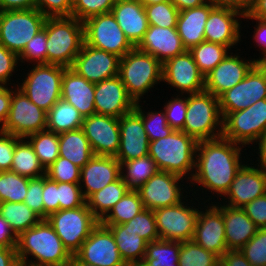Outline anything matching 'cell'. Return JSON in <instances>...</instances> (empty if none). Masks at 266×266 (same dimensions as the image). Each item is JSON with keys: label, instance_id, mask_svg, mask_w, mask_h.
<instances>
[{"label": "cell", "instance_id": "obj_1", "mask_svg": "<svg viewBox=\"0 0 266 266\" xmlns=\"http://www.w3.org/2000/svg\"><path fill=\"white\" fill-rule=\"evenodd\" d=\"M242 145L223 137L212 140L198 141L195 170L189 187L211 192L212 195L223 197L232 184L237 172L245 164L242 161ZM244 162V163H243Z\"/></svg>", "mask_w": 266, "mask_h": 266}, {"label": "cell", "instance_id": "obj_2", "mask_svg": "<svg viewBox=\"0 0 266 266\" xmlns=\"http://www.w3.org/2000/svg\"><path fill=\"white\" fill-rule=\"evenodd\" d=\"M16 252L25 266H69L72 257L47 220L17 236Z\"/></svg>", "mask_w": 266, "mask_h": 266}, {"label": "cell", "instance_id": "obj_3", "mask_svg": "<svg viewBox=\"0 0 266 266\" xmlns=\"http://www.w3.org/2000/svg\"><path fill=\"white\" fill-rule=\"evenodd\" d=\"M198 141L183 131L174 130L169 136L149 142L148 155L159 171L191 180L195 170ZM188 176V177H187Z\"/></svg>", "mask_w": 266, "mask_h": 266}, {"label": "cell", "instance_id": "obj_4", "mask_svg": "<svg viewBox=\"0 0 266 266\" xmlns=\"http://www.w3.org/2000/svg\"><path fill=\"white\" fill-rule=\"evenodd\" d=\"M47 64L72 67L84 40V24L73 16L47 17Z\"/></svg>", "mask_w": 266, "mask_h": 266}, {"label": "cell", "instance_id": "obj_5", "mask_svg": "<svg viewBox=\"0 0 266 266\" xmlns=\"http://www.w3.org/2000/svg\"><path fill=\"white\" fill-rule=\"evenodd\" d=\"M118 76L134 102H142L143 95L162 82V63L134 47L120 58Z\"/></svg>", "mask_w": 266, "mask_h": 266}, {"label": "cell", "instance_id": "obj_6", "mask_svg": "<svg viewBox=\"0 0 266 266\" xmlns=\"http://www.w3.org/2000/svg\"><path fill=\"white\" fill-rule=\"evenodd\" d=\"M186 96V120L182 131L197 141L222 137L223 118L219 98L206 90Z\"/></svg>", "mask_w": 266, "mask_h": 266}, {"label": "cell", "instance_id": "obj_7", "mask_svg": "<svg viewBox=\"0 0 266 266\" xmlns=\"http://www.w3.org/2000/svg\"><path fill=\"white\" fill-rule=\"evenodd\" d=\"M17 88L21 90L31 102L48 112L61 98L62 76L66 67L56 64H32ZM21 84V85H20Z\"/></svg>", "mask_w": 266, "mask_h": 266}, {"label": "cell", "instance_id": "obj_8", "mask_svg": "<svg viewBox=\"0 0 266 266\" xmlns=\"http://www.w3.org/2000/svg\"><path fill=\"white\" fill-rule=\"evenodd\" d=\"M46 220L72 256L79 251L82 243L100 222L88 208L87 203L74 209L54 212Z\"/></svg>", "mask_w": 266, "mask_h": 266}, {"label": "cell", "instance_id": "obj_9", "mask_svg": "<svg viewBox=\"0 0 266 266\" xmlns=\"http://www.w3.org/2000/svg\"><path fill=\"white\" fill-rule=\"evenodd\" d=\"M46 18L36 8L0 11V44L19 55L43 29Z\"/></svg>", "mask_w": 266, "mask_h": 266}, {"label": "cell", "instance_id": "obj_10", "mask_svg": "<svg viewBox=\"0 0 266 266\" xmlns=\"http://www.w3.org/2000/svg\"><path fill=\"white\" fill-rule=\"evenodd\" d=\"M266 131V99L258 100L244 110L228 113L223 118L222 137L246 147Z\"/></svg>", "mask_w": 266, "mask_h": 266}, {"label": "cell", "instance_id": "obj_11", "mask_svg": "<svg viewBox=\"0 0 266 266\" xmlns=\"http://www.w3.org/2000/svg\"><path fill=\"white\" fill-rule=\"evenodd\" d=\"M83 24L85 43L91 47L120 58L134 48L111 12L92 16Z\"/></svg>", "mask_w": 266, "mask_h": 266}, {"label": "cell", "instance_id": "obj_12", "mask_svg": "<svg viewBox=\"0 0 266 266\" xmlns=\"http://www.w3.org/2000/svg\"><path fill=\"white\" fill-rule=\"evenodd\" d=\"M186 198L176 205L153 210L160 239L179 242L193 239L200 208Z\"/></svg>", "mask_w": 266, "mask_h": 266}, {"label": "cell", "instance_id": "obj_13", "mask_svg": "<svg viewBox=\"0 0 266 266\" xmlns=\"http://www.w3.org/2000/svg\"><path fill=\"white\" fill-rule=\"evenodd\" d=\"M266 99V63H256L238 84L219 97L222 118Z\"/></svg>", "mask_w": 266, "mask_h": 266}, {"label": "cell", "instance_id": "obj_14", "mask_svg": "<svg viewBox=\"0 0 266 266\" xmlns=\"http://www.w3.org/2000/svg\"><path fill=\"white\" fill-rule=\"evenodd\" d=\"M14 86L9 114L0 130L20 138L45 130L47 112L31 102L17 85L16 88Z\"/></svg>", "mask_w": 266, "mask_h": 266}, {"label": "cell", "instance_id": "obj_15", "mask_svg": "<svg viewBox=\"0 0 266 266\" xmlns=\"http://www.w3.org/2000/svg\"><path fill=\"white\" fill-rule=\"evenodd\" d=\"M184 179L176 174L158 170L147 182L136 189L140 194L143 207L156 210L183 201V192L186 191L183 190L185 189L183 188Z\"/></svg>", "mask_w": 266, "mask_h": 266}, {"label": "cell", "instance_id": "obj_16", "mask_svg": "<svg viewBox=\"0 0 266 266\" xmlns=\"http://www.w3.org/2000/svg\"><path fill=\"white\" fill-rule=\"evenodd\" d=\"M162 82L175 88L177 94H194L205 90V76L200 72L189 50L162 64Z\"/></svg>", "mask_w": 266, "mask_h": 266}, {"label": "cell", "instance_id": "obj_17", "mask_svg": "<svg viewBox=\"0 0 266 266\" xmlns=\"http://www.w3.org/2000/svg\"><path fill=\"white\" fill-rule=\"evenodd\" d=\"M246 159L248 161L237 172L224 198L219 199L227 206L242 208L257 197L266 194V170L256 167L252 159ZM249 160L253 164L251 162L248 164Z\"/></svg>", "mask_w": 266, "mask_h": 266}, {"label": "cell", "instance_id": "obj_18", "mask_svg": "<svg viewBox=\"0 0 266 266\" xmlns=\"http://www.w3.org/2000/svg\"><path fill=\"white\" fill-rule=\"evenodd\" d=\"M75 256L80 261L94 266H127L118 251L111 230L100 222Z\"/></svg>", "mask_w": 266, "mask_h": 266}, {"label": "cell", "instance_id": "obj_19", "mask_svg": "<svg viewBox=\"0 0 266 266\" xmlns=\"http://www.w3.org/2000/svg\"><path fill=\"white\" fill-rule=\"evenodd\" d=\"M201 204L197 217L196 228L194 231L193 241L202 246L207 251L221 257L228 249L225 239V226L222 212L210 201L211 196ZM209 202L206 206L205 203ZM206 207V208H205ZM203 209V210H202ZM205 210V211H204Z\"/></svg>", "mask_w": 266, "mask_h": 266}, {"label": "cell", "instance_id": "obj_20", "mask_svg": "<svg viewBox=\"0 0 266 266\" xmlns=\"http://www.w3.org/2000/svg\"><path fill=\"white\" fill-rule=\"evenodd\" d=\"M244 12L229 6L216 5L209 13L205 23V41L218 43L230 48L236 47L241 41L242 26L239 19ZM241 34V35H240ZM236 45V46H235Z\"/></svg>", "mask_w": 266, "mask_h": 266}, {"label": "cell", "instance_id": "obj_21", "mask_svg": "<svg viewBox=\"0 0 266 266\" xmlns=\"http://www.w3.org/2000/svg\"><path fill=\"white\" fill-rule=\"evenodd\" d=\"M94 155L115 157L120 147L119 118L93 114L84 117L82 127Z\"/></svg>", "mask_w": 266, "mask_h": 266}, {"label": "cell", "instance_id": "obj_22", "mask_svg": "<svg viewBox=\"0 0 266 266\" xmlns=\"http://www.w3.org/2000/svg\"><path fill=\"white\" fill-rule=\"evenodd\" d=\"M120 57L87 45L85 42L76 56L72 69L91 83L116 77L119 73Z\"/></svg>", "mask_w": 266, "mask_h": 266}, {"label": "cell", "instance_id": "obj_23", "mask_svg": "<svg viewBox=\"0 0 266 266\" xmlns=\"http://www.w3.org/2000/svg\"><path fill=\"white\" fill-rule=\"evenodd\" d=\"M256 59L241 58L237 53H230L205 76V90L219 98L224 92L242 81Z\"/></svg>", "mask_w": 266, "mask_h": 266}, {"label": "cell", "instance_id": "obj_24", "mask_svg": "<svg viewBox=\"0 0 266 266\" xmlns=\"http://www.w3.org/2000/svg\"><path fill=\"white\" fill-rule=\"evenodd\" d=\"M120 147L115 158L120 162L145 157L149 153V139L142 116L134 109L119 118Z\"/></svg>", "mask_w": 266, "mask_h": 266}, {"label": "cell", "instance_id": "obj_25", "mask_svg": "<svg viewBox=\"0 0 266 266\" xmlns=\"http://www.w3.org/2000/svg\"><path fill=\"white\" fill-rule=\"evenodd\" d=\"M94 105L96 114L120 118L133 111L136 103L117 75L95 84Z\"/></svg>", "mask_w": 266, "mask_h": 266}, {"label": "cell", "instance_id": "obj_26", "mask_svg": "<svg viewBox=\"0 0 266 266\" xmlns=\"http://www.w3.org/2000/svg\"><path fill=\"white\" fill-rule=\"evenodd\" d=\"M120 177L121 163L115 157L94 155L81 168L79 185L84 199L87 200Z\"/></svg>", "mask_w": 266, "mask_h": 266}, {"label": "cell", "instance_id": "obj_27", "mask_svg": "<svg viewBox=\"0 0 266 266\" xmlns=\"http://www.w3.org/2000/svg\"><path fill=\"white\" fill-rule=\"evenodd\" d=\"M137 48L153 55L162 64L186 51L177 28H163L149 25Z\"/></svg>", "mask_w": 266, "mask_h": 266}, {"label": "cell", "instance_id": "obj_28", "mask_svg": "<svg viewBox=\"0 0 266 266\" xmlns=\"http://www.w3.org/2000/svg\"><path fill=\"white\" fill-rule=\"evenodd\" d=\"M111 13L131 44L137 47L149 28L144 4L140 0H116Z\"/></svg>", "mask_w": 266, "mask_h": 266}, {"label": "cell", "instance_id": "obj_29", "mask_svg": "<svg viewBox=\"0 0 266 266\" xmlns=\"http://www.w3.org/2000/svg\"><path fill=\"white\" fill-rule=\"evenodd\" d=\"M95 84L81 77L71 67L62 76L61 98L73 105L83 117L95 114Z\"/></svg>", "mask_w": 266, "mask_h": 266}, {"label": "cell", "instance_id": "obj_30", "mask_svg": "<svg viewBox=\"0 0 266 266\" xmlns=\"http://www.w3.org/2000/svg\"><path fill=\"white\" fill-rule=\"evenodd\" d=\"M215 203L214 205L223 215L227 249L240 250L257 233L259 228L242 208L230 207L221 202Z\"/></svg>", "mask_w": 266, "mask_h": 266}, {"label": "cell", "instance_id": "obj_31", "mask_svg": "<svg viewBox=\"0 0 266 266\" xmlns=\"http://www.w3.org/2000/svg\"><path fill=\"white\" fill-rule=\"evenodd\" d=\"M216 5L208 0L201 6L179 12L177 31L186 50L205 41V23Z\"/></svg>", "mask_w": 266, "mask_h": 266}, {"label": "cell", "instance_id": "obj_32", "mask_svg": "<svg viewBox=\"0 0 266 266\" xmlns=\"http://www.w3.org/2000/svg\"><path fill=\"white\" fill-rule=\"evenodd\" d=\"M104 226L111 230L118 251L125 263L127 265L141 264L145 256L147 242L124 224Z\"/></svg>", "mask_w": 266, "mask_h": 266}, {"label": "cell", "instance_id": "obj_33", "mask_svg": "<svg viewBox=\"0 0 266 266\" xmlns=\"http://www.w3.org/2000/svg\"><path fill=\"white\" fill-rule=\"evenodd\" d=\"M59 157L82 168L93 156L91 145L81 128L58 134Z\"/></svg>", "mask_w": 266, "mask_h": 266}, {"label": "cell", "instance_id": "obj_34", "mask_svg": "<svg viewBox=\"0 0 266 266\" xmlns=\"http://www.w3.org/2000/svg\"><path fill=\"white\" fill-rule=\"evenodd\" d=\"M84 117L63 98H60L47 112L46 129L56 134L82 127Z\"/></svg>", "mask_w": 266, "mask_h": 266}, {"label": "cell", "instance_id": "obj_35", "mask_svg": "<svg viewBox=\"0 0 266 266\" xmlns=\"http://www.w3.org/2000/svg\"><path fill=\"white\" fill-rule=\"evenodd\" d=\"M129 190L128 185L120 177L115 182L92 194L86 200V203L93 215L101 221Z\"/></svg>", "mask_w": 266, "mask_h": 266}, {"label": "cell", "instance_id": "obj_36", "mask_svg": "<svg viewBox=\"0 0 266 266\" xmlns=\"http://www.w3.org/2000/svg\"><path fill=\"white\" fill-rule=\"evenodd\" d=\"M10 171L28 178H39L45 175V169L26 138H20L16 142Z\"/></svg>", "mask_w": 266, "mask_h": 266}, {"label": "cell", "instance_id": "obj_37", "mask_svg": "<svg viewBox=\"0 0 266 266\" xmlns=\"http://www.w3.org/2000/svg\"><path fill=\"white\" fill-rule=\"evenodd\" d=\"M181 242L158 239L147 243L143 266H179Z\"/></svg>", "mask_w": 266, "mask_h": 266}, {"label": "cell", "instance_id": "obj_38", "mask_svg": "<svg viewBox=\"0 0 266 266\" xmlns=\"http://www.w3.org/2000/svg\"><path fill=\"white\" fill-rule=\"evenodd\" d=\"M0 215L6 219L17 236L42 220L24 202H0Z\"/></svg>", "mask_w": 266, "mask_h": 266}, {"label": "cell", "instance_id": "obj_39", "mask_svg": "<svg viewBox=\"0 0 266 266\" xmlns=\"http://www.w3.org/2000/svg\"><path fill=\"white\" fill-rule=\"evenodd\" d=\"M144 209L140 194L130 189L110 212L100 221L102 225L124 224L132 220Z\"/></svg>", "mask_w": 266, "mask_h": 266}, {"label": "cell", "instance_id": "obj_40", "mask_svg": "<svg viewBox=\"0 0 266 266\" xmlns=\"http://www.w3.org/2000/svg\"><path fill=\"white\" fill-rule=\"evenodd\" d=\"M158 171L155 161L149 156L121 163V177L130 189H138Z\"/></svg>", "mask_w": 266, "mask_h": 266}, {"label": "cell", "instance_id": "obj_41", "mask_svg": "<svg viewBox=\"0 0 266 266\" xmlns=\"http://www.w3.org/2000/svg\"><path fill=\"white\" fill-rule=\"evenodd\" d=\"M230 48L218 43L203 41L189 49L200 72L206 76L210 73L230 52Z\"/></svg>", "mask_w": 266, "mask_h": 266}, {"label": "cell", "instance_id": "obj_42", "mask_svg": "<svg viewBox=\"0 0 266 266\" xmlns=\"http://www.w3.org/2000/svg\"><path fill=\"white\" fill-rule=\"evenodd\" d=\"M26 139L33 146L44 169H47L59 157V138L55 132L45 129L28 135Z\"/></svg>", "mask_w": 266, "mask_h": 266}, {"label": "cell", "instance_id": "obj_43", "mask_svg": "<svg viewBox=\"0 0 266 266\" xmlns=\"http://www.w3.org/2000/svg\"><path fill=\"white\" fill-rule=\"evenodd\" d=\"M179 266H219L220 257L193 240L181 242Z\"/></svg>", "mask_w": 266, "mask_h": 266}, {"label": "cell", "instance_id": "obj_44", "mask_svg": "<svg viewBox=\"0 0 266 266\" xmlns=\"http://www.w3.org/2000/svg\"><path fill=\"white\" fill-rule=\"evenodd\" d=\"M30 179L12 171H1L0 202H24Z\"/></svg>", "mask_w": 266, "mask_h": 266}, {"label": "cell", "instance_id": "obj_45", "mask_svg": "<svg viewBox=\"0 0 266 266\" xmlns=\"http://www.w3.org/2000/svg\"><path fill=\"white\" fill-rule=\"evenodd\" d=\"M140 102L136 103L135 110L142 116L144 129L147 133L149 142L169 136L174 130L167 123L164 109L145 112Z\"/></svg>", "mask_w": 266, "mask_h": 266}, {"label": "cell", "instance_id": "obj_46", "mask_svg": "<svg viewBox=\"0 0 266 266\" xmlns=\"http://www.w3.org/2000/svg\"><path fill=\"white\" fill-rule=\"evenodd\" d=\"M149 25L176 28L179 10L170 1L144 5Z\"/></svg>", "mask_w": 266, "mask_h": 266}, {"label": "cell", "instance_id": "obj_47", "mask_svg": "<svg viewBox=\"0 0 266 266\" xmlns=\"http://www.w3.org/2000/svg\"><path fill=\"white\" fill-rule=\"evenodd\" d=\"M147 243L160 239L156 227V219L153 210L143 209L132 220L124 223Z\"/></svg>", "mask_w": 266, "mask_h": 266}, {"label": "cell", "instance_id": "obj_48", "mask_svg": "<svg viewBox=\"0 0 266 266\" xmlns=\"http://www.w3.org/2000/svg\"><path fill=\"white\" fill-rule=\"evenodd\" d=\"M116 0H72L71 16L84 22L86 19L109 13Z\"/></svg>", "mask_w": 266, "mask_h": 266}, {"label": "cell", "instance_id": "obj_49", "mask_svg": "<svg viewBox=\"0 0 266 266\" xmlns=\"http://www.w3.org/2000/svg\"><path fill=\"white\" fill-rule=\"evenodd\" d=\"M47 36L46 31L41 29L24 47L18 55L19 62L33 64H47Z\"/></svg>", "mask_w": 266, "mask_h": 266}, {"label": "cell", "instance_id": "obj_50", "mask_svg": "<svg viewBox=\"0 0 266 266\" xmlns=\"http://www.w3.org/2000/svg\"><path fill=\"white\" fill-rule=\"evenodd\" d=\"M80 173V167L63 157H58L45 169V175L56 182L79 183Z\"/></svg>", "mask_w": 266, "mask_h": 266}, {"label": "cell", "instance_id": "obj_51", "mask_svg": "<svg viewBox=\"0 0 266 266\" xmlns=\"http://www.w3.org/2000/svg\"><path fill=\"white\" fill-rule=\"evenodd\" d=\"M240 251L252 266H266V228L258 229Z\"/></svg>", "mask_w": 266, "mask_h": 266}, {"label": "cell", "instance_id": "obj_52", "mask_svg": "<svg viewBox=\"0 0 266 266\" xmlns=\"http://www.w3.org/2000/svg\"><path fill=\"white\" fill-rule=\"evenodd\" d=\"M176 95L171 96L173 98L165 103L163 109L169 126L173 130L182 131L186 120L187 97L181 94Z\"/></svg>", "mask_w": 266, "mask_h": 266}, {"label": "cell", "instance_id": "obj_53", "mask_svg": "<svg viewBox=\"0 0 266 266\" xmlns=\"http://www.w3.org/2000/svg\"><path fill=\"white\" fill-rule=\"evenodd\" d=\"M60 210L74 209L86 203L79 183L58 182Z\"/></svg>", "mask_w": 266, "mask_h": 266}, {"label": "cell", "instance_id": "obj_54", "mask_svg": "<svg viewBox=\"0 0 266 266\" xmlns=\"http://www.w3.org/2000/svg\"><path fill=\"white\" fill-rule=\"evenodd\" d=\"M43 176L31 178L29 180L28 190L24 203L33 210L42 220H44V205L42 199Z\"/></svg>", "mask_w": 266, "mask_h": 266}, {"label": "cell", "instance_id": "obj_55", "mask_svg": "<svg viewBox=\"0 0 266 266\" xmlns=\"http://www.w3.org/2000/svg\"><path fill=\"white\" fill-rule=\"evenodd\" d=\"M19 63L18 55L0 44V84L7 86L12 84L10 80L13 72L16 73L15 70L18 71L16 67L22 66Z\"/></svg>", "mask_w": 266, "mask_h": 266}, {"label": "cell", "instance_id": "obj_56", "mask_svg": "<svg viewBox=\"0 0 266 266\" xmlns=\"http://www.w3.org/2000/svg\"><path fill=\"white\" fill-rule=\"evenodd\" d=\"M44 220L47 217L60 210L58 200V182L51 180L46 175L43 176V193Z\"/></svg>", "mask_w": 266, "mask_h": 266}, {"label": "cell", "instance_id": "obj_57", "mask_svg": "<svg viewBox=\"0 0 266 266\" xmlns=\"http://www.w3.org/2000/svg\"><path fill=\"white\" fill-rule=\"evenodd\" d=\"M35 8L46 17L71 16L72 0H36Z\"/></svg>", "mask_w": 266, "mask_h": 266}, {"label": "cell", "instance_id": "obj_58", "mask_svg": "<svg viewBox=\"0 0 266 266\" xmlns=\"http://www.w3.org/2000/svg\"><path fill=\"white\" fill-rule=\"evenodd\" d=\"M19 139L18 136L0 130V172L11 170L16 142Z\"/></svg>", "mask_w": 266, "mask_h": 266}, {"label": "cell", "instance_id": "obj_59", "mask_svg": "<svg viewBox=\"0 0 266 266\" xmlns=\"http://www.w3.org/2000/svg\"><path fill=\"white\" fill-rule=\"evenodd\" d=\"M242 209L259 229L266 228V194L257 197Z\"/></svg>", "mask_w": 266, "mask_h": 266}, {"label": "cell", "instance_id": "obj_60", "mask_svg": "<svg viewBox=\"0 0 266 266\" xmlns=\"http://www.w3.org/2000/svg\"><path fill=\"white\" fill-rule=\"evenodd\" d=\"M249 19L253 21H256V25L254 26V34L253 38L256 45L262 50V57H258L256 59L257 63H266V21L259 20L256 18L251 17L247 12L244 14L243 20Z\"/></svg>", "mask_w": 266, "mask_h": 266}, {"label": "cell", "instance_id": "obj_61", "mask_svg": "<svg viewBox=\"0 0 266 266\" xmlns=\"http://www.w3.org/2000/svg\"><path fill=\"white\" fill-rule=\"evenodd\" d=\"M17 235L10 224L0 215V247L16 248Z\"/></svg>", "mask_w": 266, "mask_h": 266}, {"label": "cell", "instance_id": "obj_62", "mask_svg": "<svg viewBox=\"0 0 266 266\" xmlns=\"http://www.w3.org/2000/svg\"><path fill=\"white\" fill-rule=\"evenodd\" d=\"M10 87L0 84V129L4 126L10 110L12 86Z\"/></svg>", "mask_w": 266, "mask_h": 266}, {"label": "cell", "instance_id": "obj_63", "mask_svg": "<svg viewBox=\"0 0 266 266\" xmlns=\"http://www.w3.org/2000/svg\"><path fill=\"white\" fill-rule=\"evenodd\" d=\"M219 266H252L240 250H227L220 257Z\"/></svg>", "mask_w": 266, "mask_h": 266}, {"label": "cell", "instance_id": "obj_64", "mask_svg": "<svg viewBox=\"0 0 266 266\" xmlns=\"http://www.w3.org/2000/svg\"><path fill=\"white\" fill-rule=\"evenodd\" d=\"M36 0H0V11L35 8Z\"/></svg>", "mask_w": 266, "mask_h": 266}, {"label": "cell", "instance_id": "obj_65", "mask_svg": "<svg viewBox=\"0 0 266 266\" xmlns=\"http://www.w3.org/2000/svg\"><path fill=\"white\" fill-rule=\"evenodd\" d=\"M0 266H20L16 248L0 247Z\"/></svg>", "mask_w": 266, "mask_h": 266}, {"label": "cell", "instance_id": "obj_66", "mask_svg": "<svg viewBox=\"0 0 266 266\" xmlns=\"http://www.w3.org/2000/svg\"><path fill=\"white\" fill-rule=\"evenodd\" d=\"M210 1H212L215 5L234 7L246 13L253 4L254 0H210Z\"/></svg>", "mask_w": 266, "mask_h": 266}, {"label": "cell", "instance_id": "obj_67", "mask_svg": "<svg viewBox=\"0 0 266 266\" xmlns=\"http://www.w3.org/2000/svg\"><path fill=\"white\" fill-rule=\"evenodd\" d=\"M247 13L253 18L266 21V0H254Z\"/></svg>", "mask_w": 266, "mask_h": 266}, {"label": "cell", "instance_id": "obj_68", "mask_svg": "<svg viewBox=\"0 0 266 266\" xmlns=\"http://www.w3.org/2000/svg\"><path fill=\"white\" fill-rule=\"evenodd\" d=\"M255 144H258V148L254 149V151L258 149V151H256L258 155V157H256V161H258L256 166L262 167L266 170V131Z\"/></svg>", "mask_w": 266, "mask_h": 266}, {"label": "cell", "instance_id": "obj_69", "mask_svg": "<svg viewBox=\"0 0 266 266\" xmlns=\"http://www.w3.org/2000/svg\"><path fill=\"white\" fill-rule=\"evenodd\" d=\"M207 1L208 0H170L179 11L201 6Z\"/></svg>", "mask_w": 266, "mask_h": 266}, {"label": "cell", "instance_id": "obj_70", "mask_svg": "<svg viewBox=\"0 0 266 266\" xmlns=\"http://www.w3.org/2000/svg\"><path fill=\"white\" fill-rule=\"evenodd\" d=\"M69 266H94L92 264L84 263L80 261L75 255L71 257V261L69 262Z\"/></svg>", "mask_w": 266, "mask_h": 266}, {"label": "cell", "instance_id": "obj_71", "mask_svg": "<svg viewBox=\"0 0 266 266\" xmlns=\"http://www.w3.org/2000/svg\"><path fill=\"white\" fill-rule=\"evenodd\" d=\"M144 5H149V4H156V3H162V2H167L170 0H140Z\"/></svg>", "mask_w": 266, "mask_h": 266}, {"label": "cell", "instance_id": "obj_72", "mask_svg": "<svg viewBox=\"0 0 266 266\" xmlns=\"http://www.w3.org/2000/svg\"><path fill=\"white\" fill-rule=\"evenodd\" d=\"M127 266H143L142 264H128Z\"/></svg>", "mask_w": 266, "mask_h": 266}]
</instances>
